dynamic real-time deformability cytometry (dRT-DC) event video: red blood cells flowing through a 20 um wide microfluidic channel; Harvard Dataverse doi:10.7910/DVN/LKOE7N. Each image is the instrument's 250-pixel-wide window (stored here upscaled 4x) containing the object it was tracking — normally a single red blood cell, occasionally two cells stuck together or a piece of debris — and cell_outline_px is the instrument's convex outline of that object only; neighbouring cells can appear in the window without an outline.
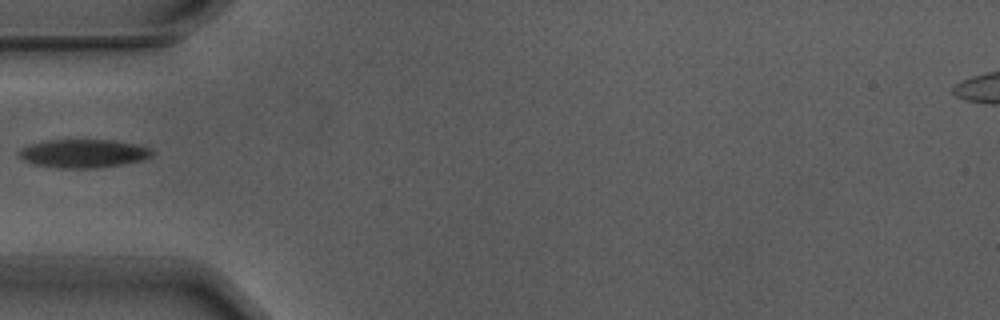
{"species": "Egyptian fruit bat (a non-hibernating species)", "species_latin": "Rousettus aegyptiacus", "temperature_condition": "warm", "stored_images_in_passage": 22, "camera_frame_rate_fps": 3000, "um_per_image_px": 0.085, "animal": {"sex": "male"}, "frame": {"image": 1, "passage_image": 1, "time_ms": 0.0, "image_size_px": [1000, 320], "cell_outline_px": [[156, 152], [152, 156], [144, 160], [124, 164], [96, 168], [60, 168], [36, 164], [24, 160], [20, 156], [20, 148], [28, 144], [44, 140], [112, 140], [132, 144], [148, 148]], "centroid_in_image_um": [7.1, 13.04], "position_along_channel_um": 77.9, "area_um2": 21.96}}
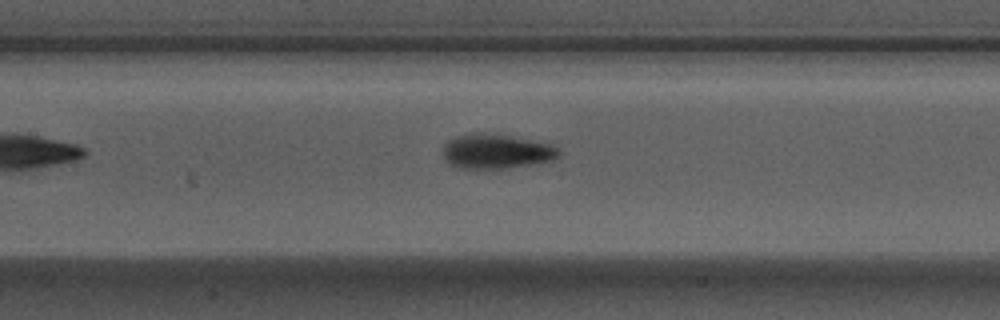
{"frame": {"image": 2, "passage_image": 8, "time_ms": 2.333, "image_size_px": [1000, 320], "cell_outline_px": [[560, 156], [552, 160], [504, 168], [460, 168], [444, 160], [444, 144], [448, 140], [456, 136], [468, 132], [484, 132], [508, 136], [552, 144], [560, 152]], "centroid_in_image_um": [42.14, 12.84], "position_along_channel_um": 165.3, "area_um2": 23.12}}
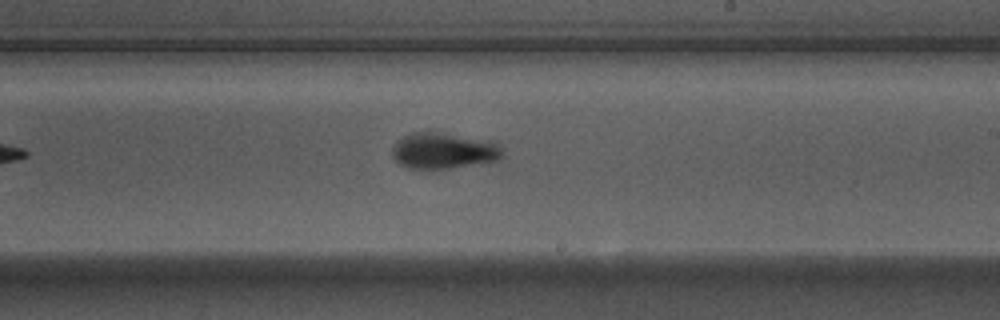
{"frame": {"image": 3, "passage_image": 15, "time_ms": 4.667, "image_size_px": [1000, 320], "cell_outline_px": [[504, 156], [500, 160], [448, 168], [408, 168], [400, 164], [392, 156], [392, 148], [404, 136], [412, 132], [436, 132], [500, 140], [504, 152]], "centroid_in_image_um": [37.84, 12.79], "position_along_channel_um": 251.2, "area_um2": 23.52}}